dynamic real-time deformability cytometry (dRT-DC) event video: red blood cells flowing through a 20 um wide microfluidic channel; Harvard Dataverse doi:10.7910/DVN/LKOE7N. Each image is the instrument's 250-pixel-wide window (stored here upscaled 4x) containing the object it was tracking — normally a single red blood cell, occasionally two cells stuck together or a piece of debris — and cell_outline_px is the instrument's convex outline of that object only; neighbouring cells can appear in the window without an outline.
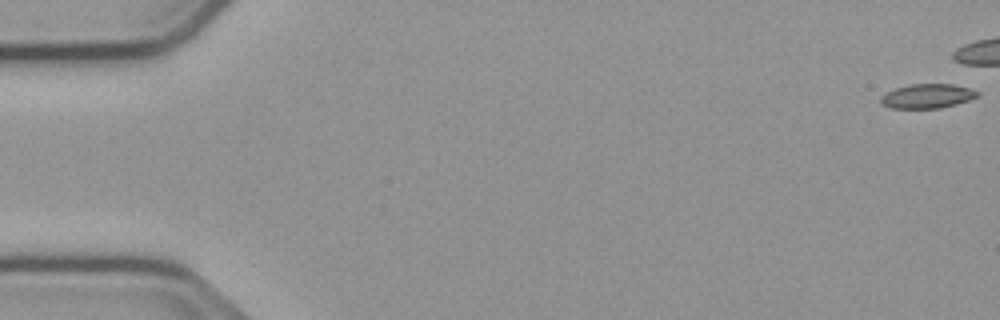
{"species": "common noctule bat (a hibernating species)", "species_latin": "Nyctalus noctula", "temperature_condition": "cold", "stored_images_in_passage": 11, "camera_frame_rate_fps": 3000, "um_per_image_px": 0.085, "animal": {"sex": "male", "body_mass_g": 23.1, "forearm_length_mm": 52.7}, "frame": {"image": 1, "passage_image": 1, "time_ms": 0.0, "image_size_px": [1000, 320], "cell_outline_px": [[980, 96], [956, 104], [940, 108], [888, 108], [880, 104], [880, 96], [896, 88], [912, 84], [952, 84], [968, 88], [980, 92]], "centroid_in_image_um": [78.81, 8.17], "position_along_channel_um": 6.2, "area_um2": 13.7}}